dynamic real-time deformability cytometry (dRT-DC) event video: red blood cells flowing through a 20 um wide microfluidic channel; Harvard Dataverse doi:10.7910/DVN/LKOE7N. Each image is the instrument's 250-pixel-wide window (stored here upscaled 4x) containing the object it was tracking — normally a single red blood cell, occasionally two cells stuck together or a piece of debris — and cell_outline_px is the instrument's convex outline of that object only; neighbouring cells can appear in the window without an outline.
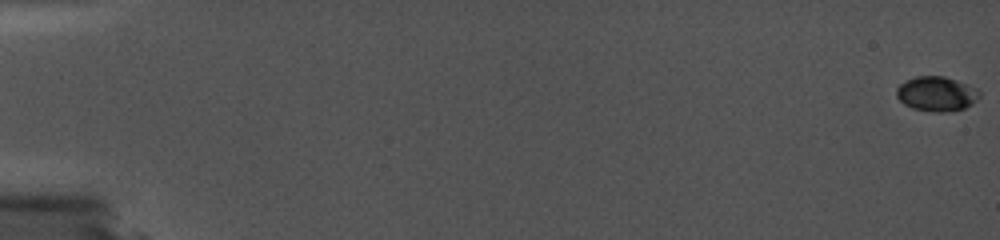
{"species": "common noctule bat (a hibernating species)", "species_latin": "Nyctalus noctula", "temperature_condition": "cold", "stored_images_in_passage": 77, "camera_frame_rate_fps": 5000, "um_per_image_px": 0.085, "animal": {"sex": "female", "body_mass_g": 19.0, "forearm_length_mm": 56.7}, "frame": {"image": 1, "passage_image": 1, "time_ms": 0.0, "image_size_px": [1000, 240], "cell_outline_px": [[980, 96], [972, 104], [964, 108], [948, 112], [936, 112], [912, 108], [904, 104], [896, 96], [896, 88], [900, 84], [916, 76], [944, 76], [956, 80], [976, 88], [980, 92]], "centroid_in_image_um": [79.6, 7.98], "position_along_channel_um": 5.4, "area_um2": 16.7}}
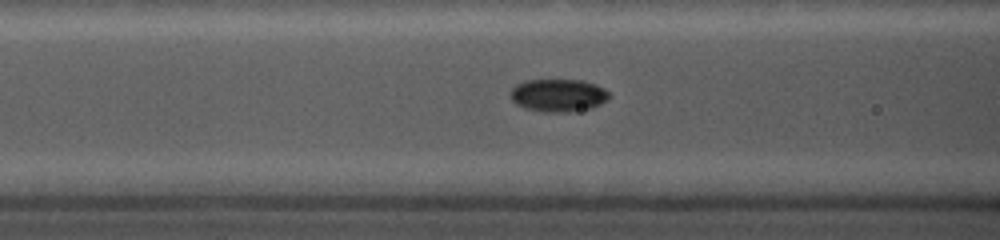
{"frame": {"image": 2, "passage_image": 42, "time_ms": 8.2, "image_size_px": [1000, 240], "cell_outline_px": [[612, 96], [608, 100], [592, 108], [572, 112], [540, 112], [524, 108], [516, 104], [512, 100], [512, 88], [516, 84], [524, 80], [580, 80], [596, 84], [604, 88]], "centroid_in_image_um": [47.48, 8.11], "position_along_channel_um": 119.1, "area_um2": 19.07}}
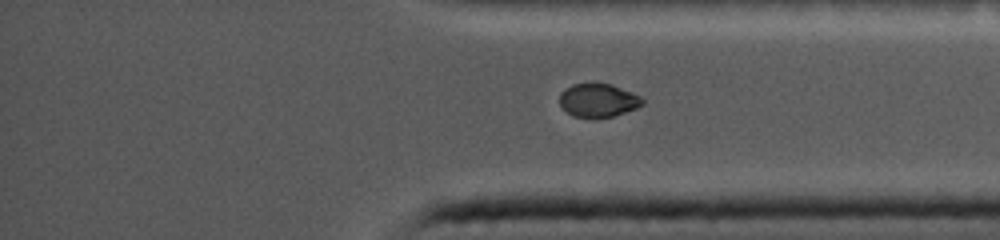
{"frame": {"image": 3, "passage_image": 77, "time_ms": 15.2, "image_size_px": [1000, 240], "cell_outline_px": [[644, 104], [636, 108], [612, 116], [592, 120], [572, 116], [560, 108], [560, 92], [564, 88], [572, 84], [596, 80], [612, 84], [632, 92], [640, 96], [644, 100]], "centroid_in_image_um": [50.79, 8.51], "position_along_channel_um": 384.4, "area_um2": 17.11}}